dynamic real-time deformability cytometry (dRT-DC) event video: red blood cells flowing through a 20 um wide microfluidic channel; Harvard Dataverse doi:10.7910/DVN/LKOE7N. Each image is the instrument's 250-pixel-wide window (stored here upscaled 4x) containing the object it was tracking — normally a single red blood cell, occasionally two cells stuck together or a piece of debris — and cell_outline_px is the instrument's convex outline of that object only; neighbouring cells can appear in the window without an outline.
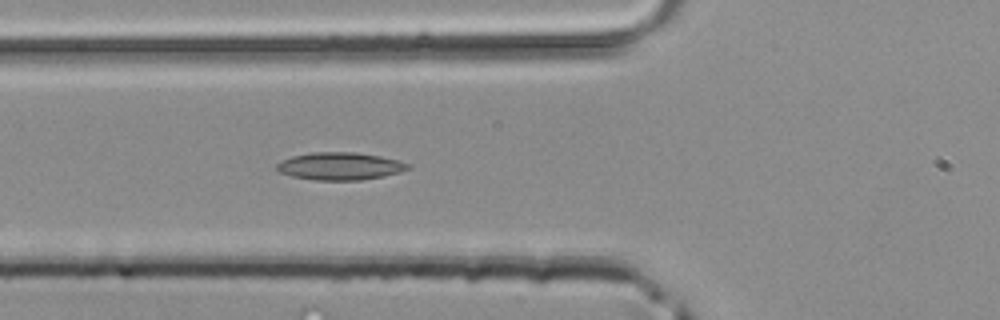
{"species": "common noctule bat (a hibernating species)", "species_latin": "Nyctalus noctula", "temperature_condition": "room temperature", "stored_images_in_passage": 21, "camera_frame_rate_fps": 3000, "um_per_image_px": 0.085, "animal": {"sex": "male", "body_mass_g": 20.4}, "frame": {"image": 1, "passage_image": 4, "time_ms": 1.0, "image_size_px": [1000, 320], "cell_outline_px": [[412, 168], [384, 176], [360, 180], [316, 180], [292, 176], [280, 172], [276, 168], [276, 164], [292, 156], [312, 152], [356, 152], [380, 156], [412, 164]], "centroid_in_image_um": [28.92, 14.12], "position_along_channel_um": 96.9, "area_um2": 20.98}}
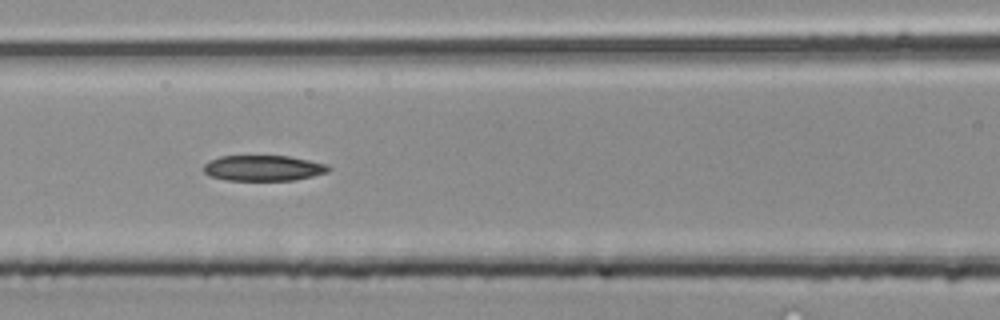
{"frame": {"image": 2, "passage_image": 7, "time_ms": 2.0, "image_size_px": [1000, 320], "cell_outline_px": [[332, 168], [328, 172], [296, 180], [224, 180], [208, 176], [204, 172], [204, 164], [208, 160], [220, 156], [288, 156], [328, 164]], "centroid_in_image_um": [22.37, 14.29], "position_along_channel_um": 144.2, "area_um2": 18.79}}